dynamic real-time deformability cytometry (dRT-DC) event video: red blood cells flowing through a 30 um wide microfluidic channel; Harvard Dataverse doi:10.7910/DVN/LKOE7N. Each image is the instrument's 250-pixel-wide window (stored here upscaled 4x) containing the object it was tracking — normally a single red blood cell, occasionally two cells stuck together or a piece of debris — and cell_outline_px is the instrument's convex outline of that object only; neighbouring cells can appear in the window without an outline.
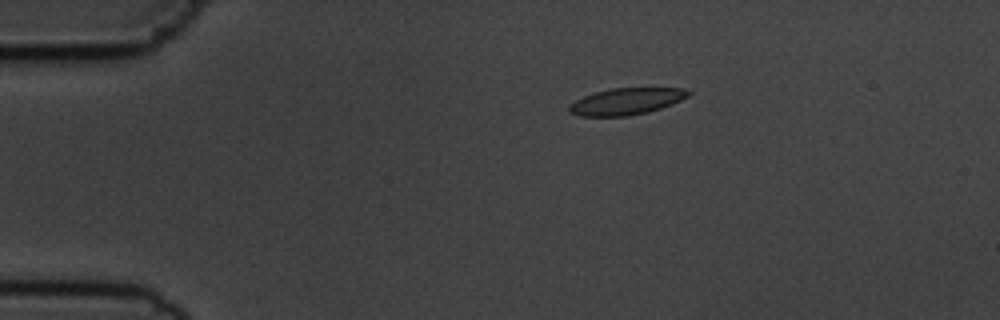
{"species": "common noctule bat (a hibernating species)", "species_latin": "Nyctalus noctula", "temperature_condition": "cold", "stored_images_in_passage": 6, "camera_frame_rate_fps": 3000, "um_per_image_px": 0.085, "animal": {"sex": "male", "body_mass_g": 19.5, "forearm_length_mm": 54.6}, "frame": {"image": 1, "passage_image": 1, "time_ms": 0.0, "image_size_px": [1000, 320], "cell_outline_px": [[692, 92], [688, 96], [672, 104], [648, 112], [628, 116], [576, 116], [568, 112], [568, 108], [576, 100], [584, 96], [596, 92], [612, 88], [684, 88]], "centroid_in_image_um": [53.23, 8.62], "position_along_channel_um": 31.8, "area_um2": 18.44}}
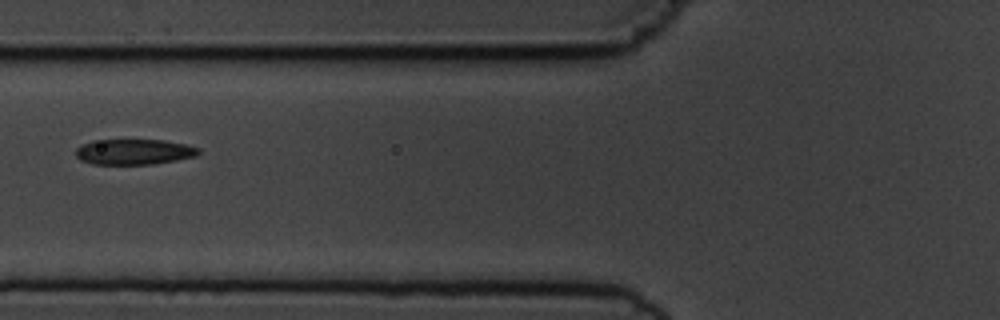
{"frame": {"image": 2, "passage_image": 4, "time_ms": 3.667, "image_size_px": [1000, 320], "cell_outline_px": [[200, 152], [196, 156], [176, 160], [152, 164], [92, 164], [80, 160], [76, 156], [76, 148], [80, 144], [92, 140], [164, 140], [184, 144], [200, 148]], "centroid_in_image_um": [11.36, 12.9], "position_along_channel_um": 114.4, "area_um2": 18.32}}
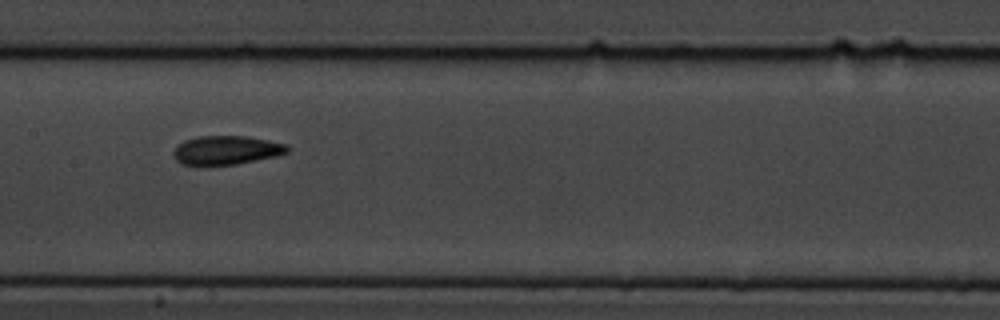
{"frame": {"image": 3, "passage_image": 6, "time_ms": 5.667, "image_size_px": [1000, 320], "cell_outline_px": [[288, 152], [276, 156], [236, 164], [180, 164], [172, 156], [172, 152], [184, 140], [200, 136], [244, 136], [268, 140], [288, 144]], "centroid_in_image_um": [19.24, 12.75], "position_along_channel_um": 188.2, "area_um2": 18.9}}